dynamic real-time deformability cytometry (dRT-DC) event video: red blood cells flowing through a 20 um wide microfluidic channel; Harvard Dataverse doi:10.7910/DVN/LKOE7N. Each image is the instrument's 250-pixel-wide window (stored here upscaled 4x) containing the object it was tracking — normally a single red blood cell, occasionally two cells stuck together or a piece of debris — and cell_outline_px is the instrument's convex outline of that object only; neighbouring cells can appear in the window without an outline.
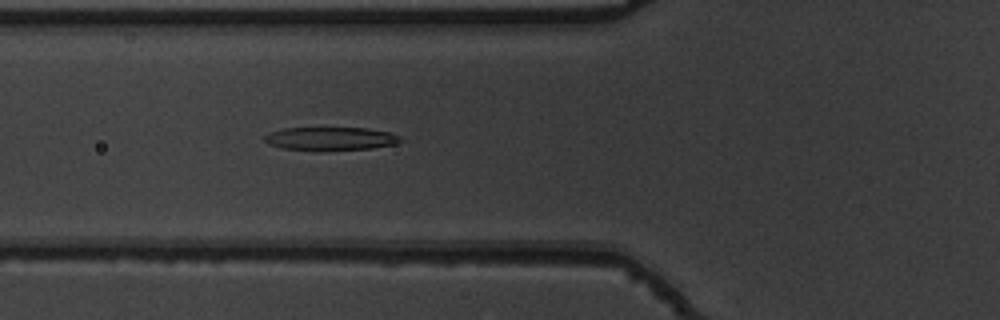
{"species": "common noctule bat (a hibernating species)", "species_latin": "Nyctalus noctula", "temperature_condition": "warm", "stored_images_in_passage": 37, "camera_frame_rate_fps": 3000, "um_per_image_px": 0.085, "animal": {"sex": "male", "body_mass_g": 19.5, "forearm_length_mm": 54.6}, "frame": {"image": 1, "passage_image": 4, "time_ms": 1.0, "image_size_px": [1000, 320], "cell_outline_px": [[404, 140], [396, 144], [372, 148], [320, 152], [284, 148], [268, 144], [264, 140], [264, 136], [272, 132], [284, 128], [368, 128], [388, 132], [400, 136]], "centroid_in_image_um": [28.12, 11.81], "position_along_channel_um": 97.7, "area_um2": 18.79}}
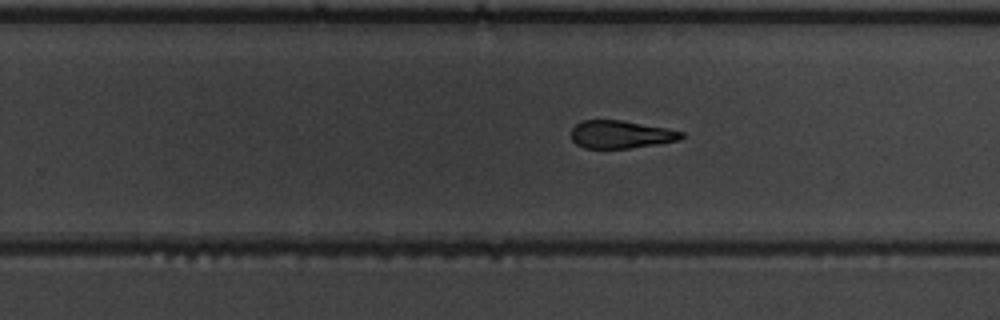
{"frame": {"image": 2, "passage_image": 18, "time_ms": 5.667, "image_size_px": [1000, 320], "cell_outline_px": [[684, 136], [680, 140], [656, 144], [628, 148], [584, 148], [576, 144], [572, 140], [572, 128], [576, 124], [584, 120], [620, 120], [668, 128], [684, 132]], "centroid_in_image_um": [52.78, 11.42], "position_along_channel_um": 277.0, "area_um2": 17.8}}
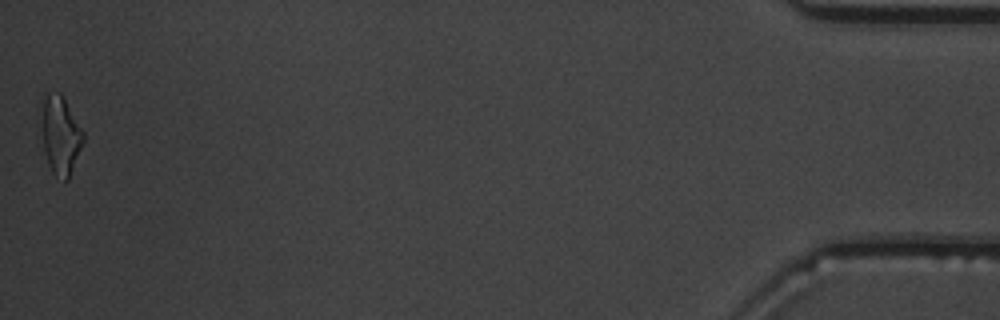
{"frame": {"image": 3, "passage_image": 37, "time_ms": 12.0, "image_size_px": [1000, 320], "cell_outline_px": [[84, 144], [68, 180], [64, 180], [56, 176], [52, 172], [48, 164], [44, 152], [36, 108], [40, 100], [48, 92], [60, 92], [84, 132]], "centroid_in_image_um": [5.06, 11.42], "position_along_channel_um": 430.1, "area_um2": 20.23}, "authors_computed_cell_mechanics": {"area_um2": 18.9584, "velocity_mm_per_s": 3.8475, "shape_relaxation_time_tau1_ms": 5.8074, "shape_relaxation_time_tau2_ms": 2.5636, "deformation_change_tau1": 0.1896, "deformation_change_tau2": 0.1201}}